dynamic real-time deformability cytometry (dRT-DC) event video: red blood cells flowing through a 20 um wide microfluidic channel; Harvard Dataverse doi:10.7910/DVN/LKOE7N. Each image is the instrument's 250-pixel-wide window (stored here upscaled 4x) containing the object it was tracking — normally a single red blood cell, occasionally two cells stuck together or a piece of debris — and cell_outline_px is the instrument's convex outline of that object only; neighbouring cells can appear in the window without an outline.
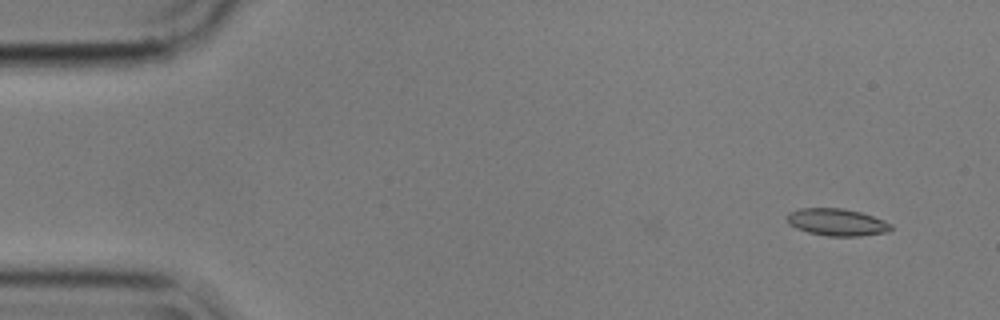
{"species": "common noctule bat (a hibernating species)", "species_latin": "Nyctalus noctula", "temperature_condition": "cold", "stored_images_in_passage": 2, "camera_frame_rate_fps": 3000, "um_per_image_px": 0.085, "animal": {"sex": "male", "body_mass_g": 17.9}, "frame": {"image": 1, "passage_image": 2, "time_ms": 0.333, "image_size_px": [1000, 320], "cell_outline_px": [[892, 228], [888, 232], [860, 236], [828, 236], [808, 232], [796, 228], [788, 224], [788, 212], [800, 208], [844, 208], [860, 212], [884, 220], [892, 224]], "centroid_in_image_um": [71.14, 18.88], "position_along_channel_um": 13.9, "area_um2": 16.47}}